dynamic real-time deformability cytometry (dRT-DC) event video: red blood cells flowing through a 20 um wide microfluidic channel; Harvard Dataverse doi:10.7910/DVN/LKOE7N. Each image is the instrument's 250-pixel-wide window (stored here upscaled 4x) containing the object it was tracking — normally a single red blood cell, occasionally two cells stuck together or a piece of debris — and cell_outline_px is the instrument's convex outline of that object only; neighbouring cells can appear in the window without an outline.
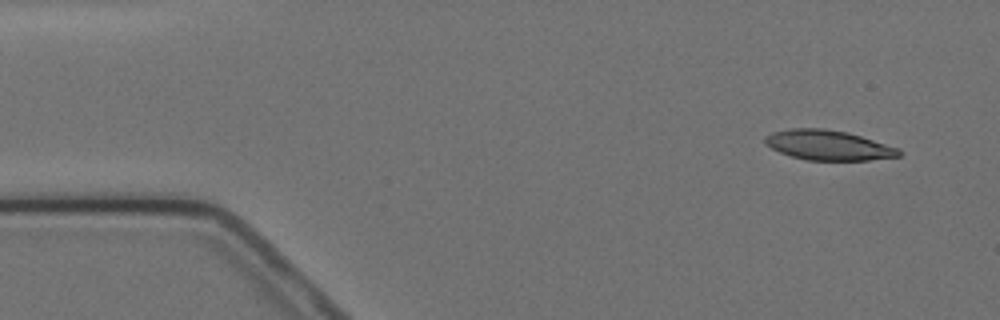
{"species": "Egyptian fruit bat (a non-hibernating species)", "species_latin": "Rousettus aegyptiacus", "temperature_condition": "cold", "stored_images_in_passage": 5, "segment_of_instrument_passage": [2, 2], "camera_frame_rate_fps": 3000, "um_per_image_px": 0.085, "animal": {"sex": "female"}, "frame": {"image": 1, "passage_image": 5, "time_ms": 5.667, "image_size_px": [1000, 320], "cell_outline_px": [[900, 156], [868, 160], [808, 160], [792, 156], [780, 152], [764, 144], [764, 136], [772, 132], [792, 128], [824, 128], [848, 132], [900, 148]], "centroid_in_image_um": [70.39, 12.33], "position_along_channel_um": 14.6, "area_um2": 23.35}}